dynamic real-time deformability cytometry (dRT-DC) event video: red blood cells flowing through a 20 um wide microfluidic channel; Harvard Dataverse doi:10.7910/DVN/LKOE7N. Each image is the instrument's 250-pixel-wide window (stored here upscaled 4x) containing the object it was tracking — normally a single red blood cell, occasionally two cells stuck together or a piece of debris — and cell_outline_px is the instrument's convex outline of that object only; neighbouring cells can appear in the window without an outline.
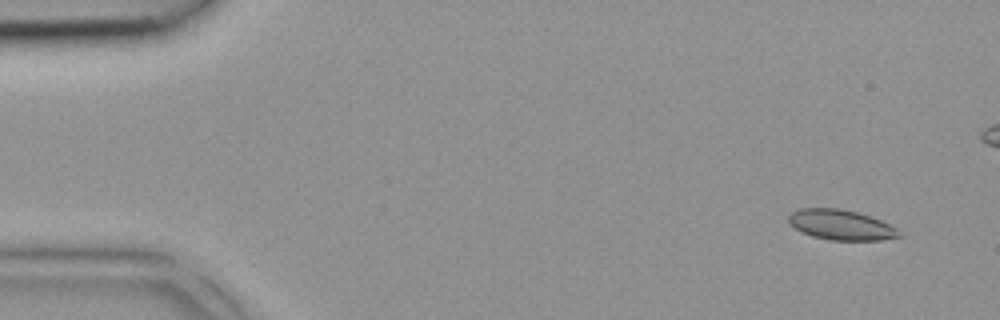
{"species": "common noctule bat (a hibernating species)", "species_latin": "Nyctalus noctula", "temperature_condition": "room temperature", "stored_images_in_passage": 5, "segment_of_instrument_passage": [2, 2], "camera_frame_rate_fps": 3000, "um_per_image_px": 0.085, "animal": {"sex": "female", "body_mass_g": 18.4}, "frame": {"image": 1, "passage_image": 5, "time_ms": 1.333, "image_size_px": [1000, 320], "cell_outline_px": [[904, 236], [880, 240], [828, 240], [812, 236], [800, 232], [788, 224], [788, 216], [792, 212], [800, 208], [840, 208], [856, 212], [880, 220], [896, 228]], "centroid_in_image_um": [71.44, 19.12], "position_along_channel_um": 13.6, "area_um2": 19.54}}